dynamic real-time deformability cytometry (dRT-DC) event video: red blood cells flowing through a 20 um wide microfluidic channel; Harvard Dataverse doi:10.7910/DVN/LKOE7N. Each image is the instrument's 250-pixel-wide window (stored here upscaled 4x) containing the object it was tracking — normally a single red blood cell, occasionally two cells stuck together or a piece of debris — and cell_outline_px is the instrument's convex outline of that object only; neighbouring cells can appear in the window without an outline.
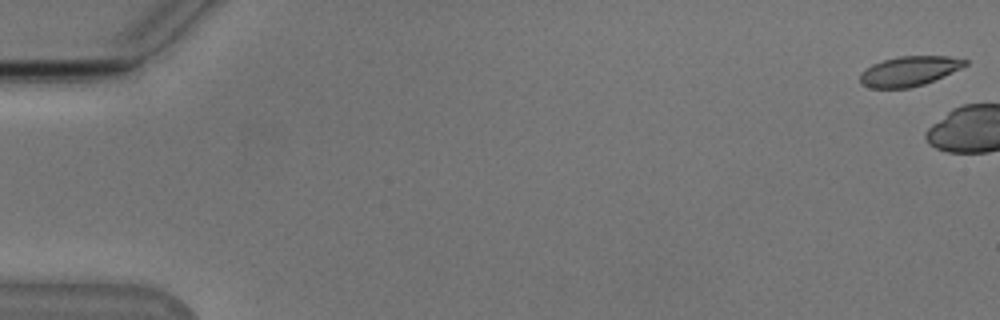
{"species": "Egyptian fruit bat (a non-hibernating species)", "species_latin": "Rousettus aegyptiacus", "temperature_condition": "cold", "stored_images_in_passage": 4, "camera_frame_rate_fps": 3000, "um_per_image_px": 0.085, "animal": {"sex": "male"}, "frame": {"image": 1, "passage_image": 1, "time_ms": 0.0, "image_size_px": [1000, 320], "cell_outline_px": [[968, 64], [960, 68], [924, 84], [908, 88], [872, 88], [860, 84], [860, 72], [872, 64], [884, 60], [900, 56], [948, 56], [968, 60]], "centroid_in_image_um": [77.25, 6.04], "position_along_channel_um": 7.8, "area_um2": 18.09}}